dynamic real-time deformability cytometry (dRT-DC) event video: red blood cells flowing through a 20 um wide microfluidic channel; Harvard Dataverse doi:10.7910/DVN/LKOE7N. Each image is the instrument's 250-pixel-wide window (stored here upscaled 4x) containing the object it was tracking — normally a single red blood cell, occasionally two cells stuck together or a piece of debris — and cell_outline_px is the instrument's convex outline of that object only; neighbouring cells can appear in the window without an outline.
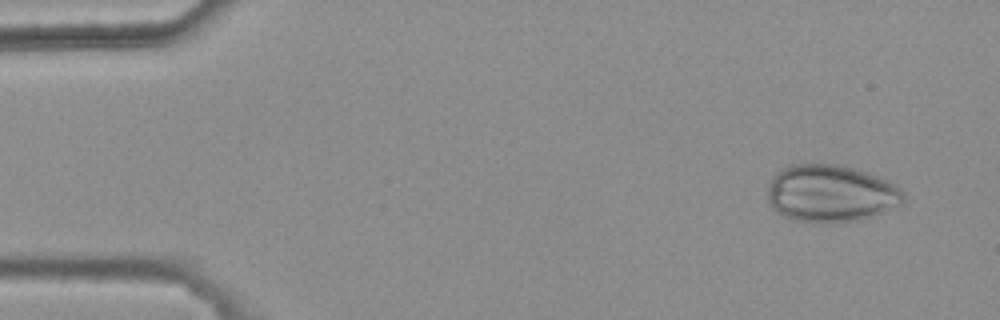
{"species": "common noctule bat (a hibernating species)", "species_latin": "Nyctalus noctula", "temperature_condition": "warm", "stored_images_in_passage": 4, "camera_frame_rate_fps": 3000, "um_per_image_px": 0.085, "animal": {"sex": "female", "body_mass_g": 25.1}, "frame": {"image": 1, "passage_image": 1, "time_ms": 0.0, "image_size_px": [1000, 320], "cell_outline_px": [[904, 200], [900, 204], [872, 216], [860, 220], [824, 224], [820, 224], [796, 220], [784, 216], [776, 212], [772, 208], [768, 200], [768, 188], [776, 172], [792, 164], [836, 164], [852, 168], [888, 180], [900, 188], [904, 196]], "centroid_in_image_um": [70.59, 16.46], "position_along_channel_um": 14.4, "area_um2": 45.26}}